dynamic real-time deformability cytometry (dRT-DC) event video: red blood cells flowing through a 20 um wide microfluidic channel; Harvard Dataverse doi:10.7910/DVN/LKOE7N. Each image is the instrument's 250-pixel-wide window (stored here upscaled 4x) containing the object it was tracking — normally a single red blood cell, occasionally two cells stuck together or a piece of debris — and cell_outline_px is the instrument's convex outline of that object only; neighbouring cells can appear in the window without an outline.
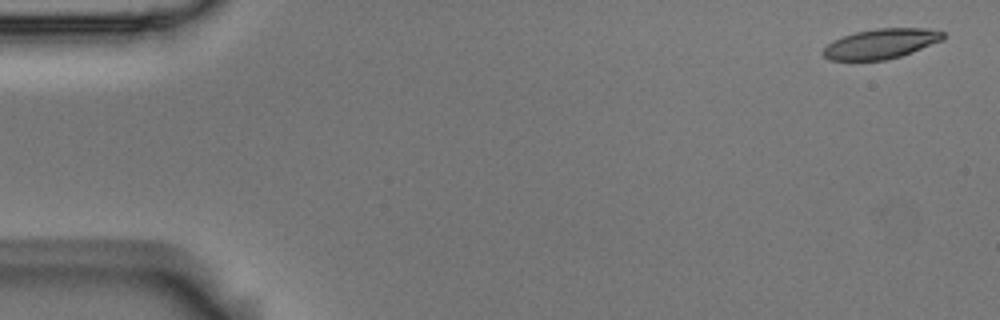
{"species": "Egyptian fruit bat (a non-hibernating species)", "species_latin": "Rousettus aegyptiacus", "temperature_condition": "room temperature", "stored_images_in_passage": 5, "camera_frame_rate_fps": 3000, "um_per_image_px": 0.085, "animal": {"sex": "male"}, "frame": {"image": 1, "passage_image": 1, "time_ms": 0.0, "image_size_px": [1000, 320], "cell_outline_px": [[944, 40], [912, 52], [900, 56], [884, 60], [828, 60], [820, 52], [832, 40], [856, 32], [876, 28], [928, 28], [944, 32]], "centroid_in_image_um": [74.88, 3.71], "position_along_channel_um": 10.1, "area_um2": 20.98}}
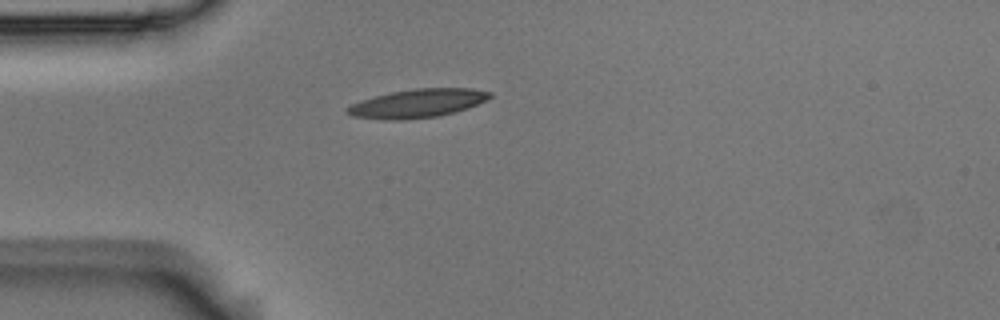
{"frame": {"image": 2, "passage_image": 5, "time_ms": 1.333, "image_size_px": [1000, 320], "cell_outline_px": [[492, 96], [468, 108], [456, 112], [436, 116], [400, 120], [392, 120], [352, 116], [344, 108], [360, 100], [392, 92], [416, 88], [472, 88], [492, 92]], "centroid_in_image_um": [35.5, 8.78], "position_along_channel_um": 49.5, "area_um2": 23.47}}